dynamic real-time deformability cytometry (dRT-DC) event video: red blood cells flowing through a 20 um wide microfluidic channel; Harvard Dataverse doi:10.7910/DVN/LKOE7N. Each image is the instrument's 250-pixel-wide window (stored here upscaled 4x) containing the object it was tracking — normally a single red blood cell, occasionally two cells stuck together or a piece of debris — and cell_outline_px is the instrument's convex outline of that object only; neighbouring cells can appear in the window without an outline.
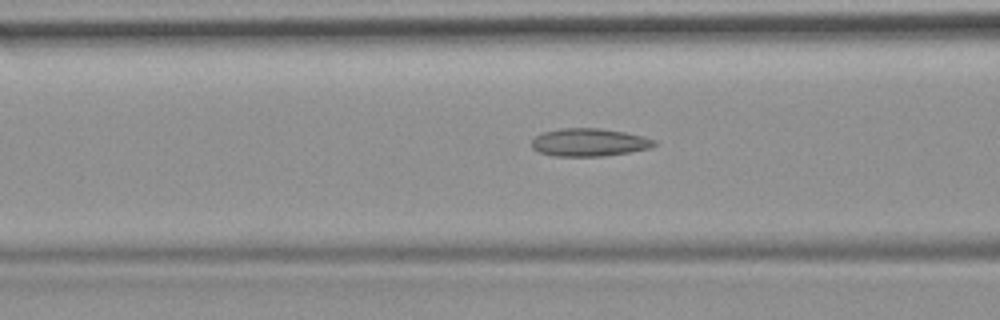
{"species": "common noctule bat (a hibernating species)", "species_latin": "Nyctalus noctula", "temperature_condition": "room temperature", "stored_images_in_passage": 52, "camera_frame_rate_fps": 3000, "um_per_image_px": 0.085, "animal": {"sex": "female", "body_mass_g": 19.9}, "frame": {"image": 1, "passage_image": 21, "time_ms": 6.667, "image_size_px": [1000, 320], "cell_outline_px": [[656, 144], [648, 148], [628, 152], [604, 156], [552, 156], [540, 152], [532, 148], [532, 140], [536, 136], [544, 132], [560, 128], [600, 128], [624, 132], [644, 136], [656, 140]], "centroid_in_image_um": [50.07, 12.1], "position_along_channel_um": 116.5, "area_um2": 19.83}}
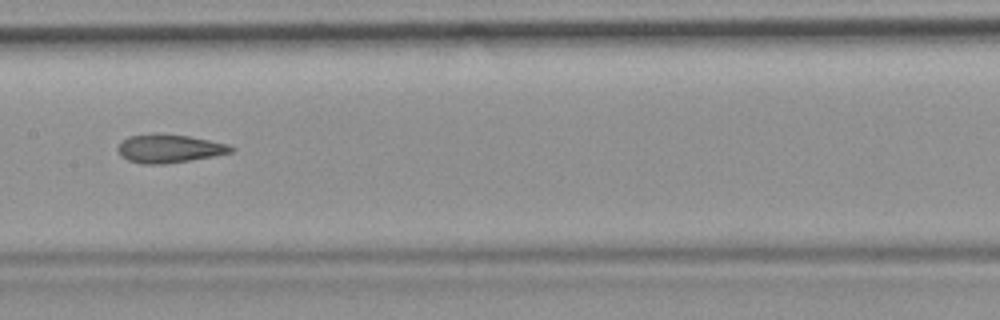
{"frame": {"image": 2, "passage_image": 27, "time_ms": 8.667, "image_size_px": [1000, 320], "cell_outline_px": [[236, 148], [232, 152], [212, 156], [164, 164], [140, 164], [128, 160], [120, 156], [116, 148], [120, 140], [128, 136], [156, 132], [160, 132], [188, 136], [228, 144]], "centroid_in_image_um": [14.3, 12.61], "position_along_channel_um": 193.1, "area_um2": 19.02}}
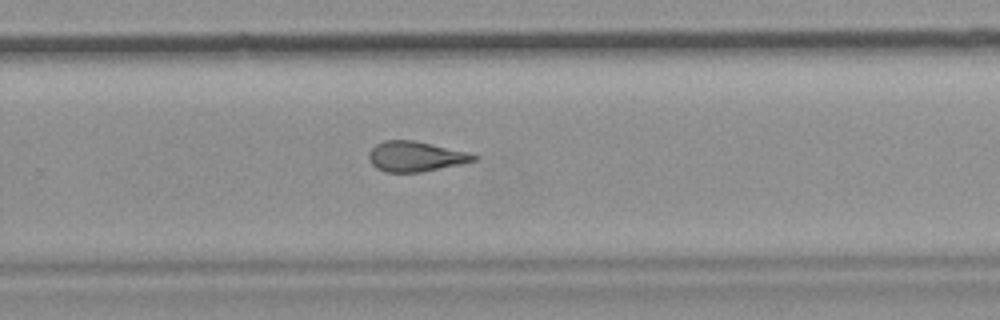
{"frame": {"image": 3, "passage_image": 35, "time_ms": 11.333, "image_size_px": [1000, 320], "cell_outline_px": [[480, 156], [476, 160], [460, 164], [420, 172], [384, 172], [376, 168], [372, 164], [368, 156], [368, 152], [376, 144], [384, 140], [412, 140], [468, 152]], "centroid_in_image_um": [35.3, 13.3], "position_along_channel_um": 294.5, "area_um2": 18.32}}